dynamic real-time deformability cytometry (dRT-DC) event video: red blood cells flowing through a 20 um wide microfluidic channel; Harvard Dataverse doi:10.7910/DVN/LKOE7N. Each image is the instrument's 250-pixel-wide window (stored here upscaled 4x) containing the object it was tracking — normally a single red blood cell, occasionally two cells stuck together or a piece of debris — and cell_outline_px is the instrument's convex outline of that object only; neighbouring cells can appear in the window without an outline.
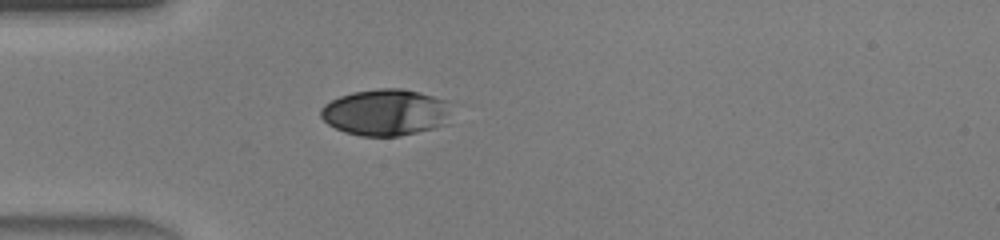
{"species": "human", "species_latin": "Homo sapiens", "temperature_condition": "warm", "stored_images_in_passage": 34, "camera_frame_rate_fps": 3000, "um_per_image_px": 0.085, "donor": {"sex": "male"}, "frame": {"image": 1, "passage_image": 1, "time_ms": 0.0, "image_size_px": [1000, 240], "cell_outline_px": [[452, 124], [436, 128], [400, 136], [360, 136], [344, 132], [328, 124], [320, 116], [320, 108], [324, 104], [340, 96], [352, 92], [376, 88], [404, 88], [420, 92], [448, 100]], "centroid_in_image_um": [32.84, 9.55], "position_along_channel_um": 52.2, "area_um2": 36.18}}
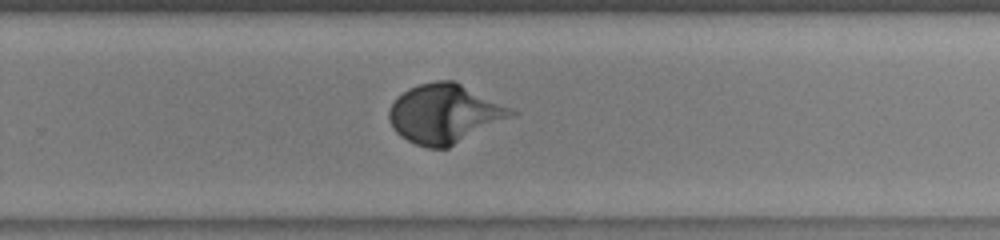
{"frame": {"image": 2, "passage_image": 18, "time_ms": 5.667, "image_size_px": [1000, 240], "cell_outline_px": [[520, 112], [516, 116], [448, 148], [428, 148], [416, 144], [400, 136], [392, 128], [388, 120], [388, 112], [392, 104], [408, 88], [420, 84], [436, 80], [456, 80]], "centroid_in_image_um": [37.84, 9.66], "position_along_channel_um": 292.0, "area_um2": 42.48}}
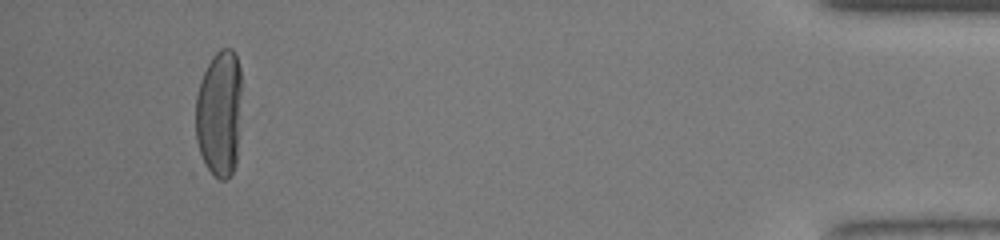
{"frame": {"image": 3, "passage_image": 31, "time_ms": 10.0, "image_size_px": [1000, 240], "cell_outline_px": [[240, 92], [236, 164], [228, 180], [220, 180], [208, 168], [200, 152], [196, 140], [196, 96], [200, 80], [212, 56], [220, 48], [232, 48], [236, 52], [240, 68]], "centroid_in_image_um": [18.63, 9.59], "position_along_channel_um": 416.6, "area_um2": 33.81}, "authors_computed_cell_mechanics": {"area_um2": 39.1595, "velocity_mm_per_s": 4.4341, "shape_relaxation_time_tau1_ms": 3.41, "shape_relaxation_time_tau2_ms": null, "deformation_change_tau1": 0.2043, "deformation_change_tau2": null}}